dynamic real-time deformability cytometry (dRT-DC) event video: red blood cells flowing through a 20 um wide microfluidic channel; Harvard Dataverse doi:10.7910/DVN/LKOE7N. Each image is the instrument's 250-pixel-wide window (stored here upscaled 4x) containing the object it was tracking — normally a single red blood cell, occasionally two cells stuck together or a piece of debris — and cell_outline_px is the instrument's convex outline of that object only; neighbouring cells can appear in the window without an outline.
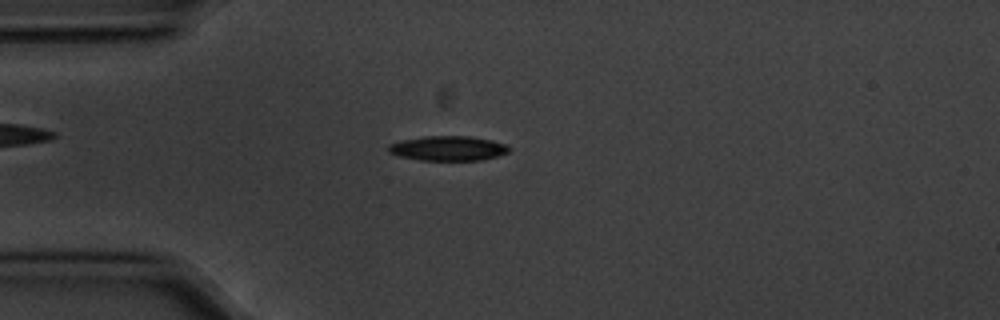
{"species": "common noctule bat (a hibernating species)", "species_latin": "Nyctalus noctula", "temperature_condition": "cold", "stored_images_in_passage": 56, "camera_frame_rate_fps": 3000, "um_per_image_px": 0.085, "animal": {"sex": "male", "body_mass_g": 20.1, "forearm_length_mm": 53.5}, "frame": {"image": 1, "passage_image": 15, "time_ms": 4.667, "image_size_px": [1000, 320], "cell_outline_px": [[512, 148], [508, 152], [496, 156], [480, 160], [420, 160], [400, 156], [388, 152], [388, 144], [404, 140], [424, 136], [468, 136], [492, 140], [508, 144]], "centroid_in_image_um": [38.12, 12.6], "position_along_channel_um": 46.9, "area_um2": 17.34}}
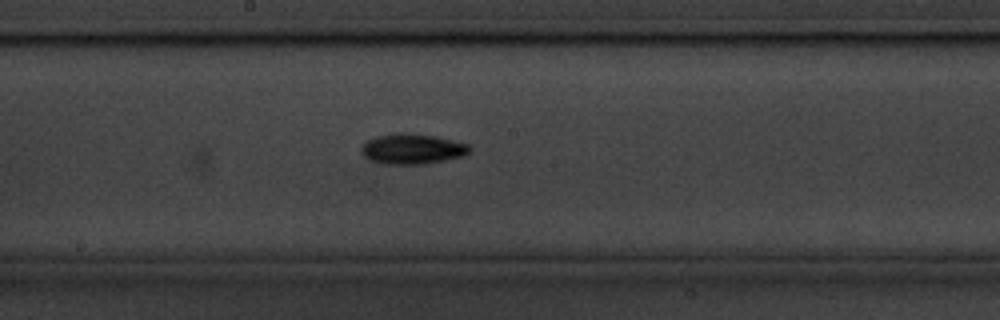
{"frame": {"image": 2, "passage_image": 30, "time_ms": 9.667, "image_size_px": [1000, 320], "cell_outline_px": [[472, 148], [464, 156], [424, 164], [384, 164], [368, 160], [360, 152], [360, 148], [368, 140], [376, 136], [396, 132], [408, 132], [436, 136], [468, 144]], "centroid_in_image_um": [35.02, 12.65], "position_along_channel_um": 213.2, "area_um2": 19.36}}
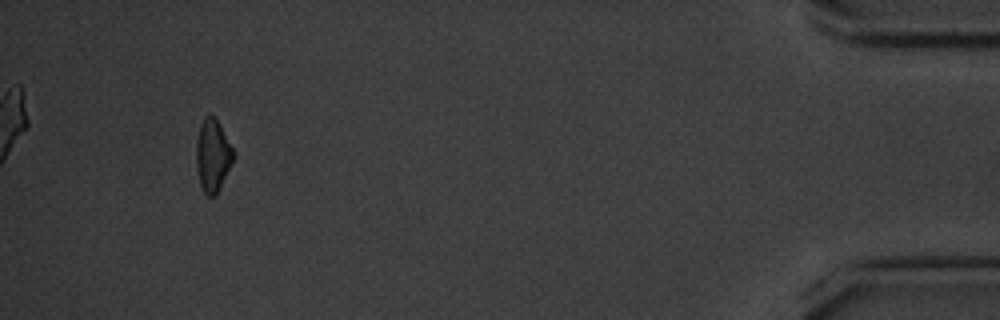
{"frame": {"image": 3, "passage_image": 53, "time_ms": 17.333, "image_size_px": [1000, 320], "cell_outline_px": [[232, 160], [220, 188], [216, 196], [208, 196], [204, 192], [200, 184], [196, 168], [196, 144], [200, 124], [204, 116], [208, 112], [212, 112], [216, 116], [232, 148]], "centroid_in_image_um": [18.04, 13.15], "position_along_channel_um": 417.2, "area_um2": 15.66}, "authors_computed_cell_mechanics": {"area_um2": 16.7042, "velocity_mm_per_s": 3.5873, "shape_relaxation_time_tau1_ms": 2.8894, "shape_relaxation_time_tau2_ms": 8.1842, "deformation_change_tau1": 0.1147, "deformation_change_tau2": 0.1943}}